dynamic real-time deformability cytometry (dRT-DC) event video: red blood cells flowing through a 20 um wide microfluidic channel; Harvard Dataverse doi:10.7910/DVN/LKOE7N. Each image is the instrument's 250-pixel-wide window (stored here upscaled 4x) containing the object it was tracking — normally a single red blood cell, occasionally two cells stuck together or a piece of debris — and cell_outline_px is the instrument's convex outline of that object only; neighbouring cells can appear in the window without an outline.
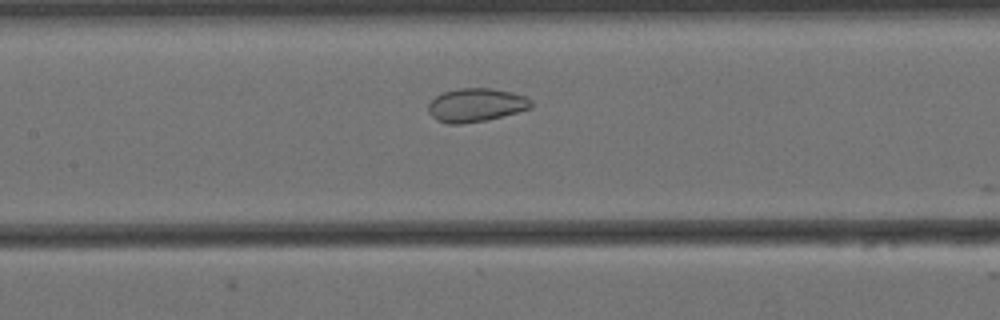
{"species": "Egyptian fruit bat (a non-hibernating species)", "species_latin": "Rousettus aegyptiacus", "temperature_condition": "cold", "stored_images_in_passage": 19, "camera_frame_rate_fps": 3000, "um_per_image_px": 0.085, "animal": {"sex": "female"}, "frame": {"image": 1, "passage_image": 18, "time_ms": 5.667, "image_size_px": [1000, 320], "cell_outline_px": [[532, 108], [484, 120], [460, 124], [448, 124], [436, 120], [428, 112], [428, 104], [436, 96], [444, 92], [460, 88], [492, 88], [512, 92], [524, 96], [532, 100]], "centroid_in_image_um": [40.44, 8.92], "position_along_channel_um": 167.0, "area_um2": 19.94}}